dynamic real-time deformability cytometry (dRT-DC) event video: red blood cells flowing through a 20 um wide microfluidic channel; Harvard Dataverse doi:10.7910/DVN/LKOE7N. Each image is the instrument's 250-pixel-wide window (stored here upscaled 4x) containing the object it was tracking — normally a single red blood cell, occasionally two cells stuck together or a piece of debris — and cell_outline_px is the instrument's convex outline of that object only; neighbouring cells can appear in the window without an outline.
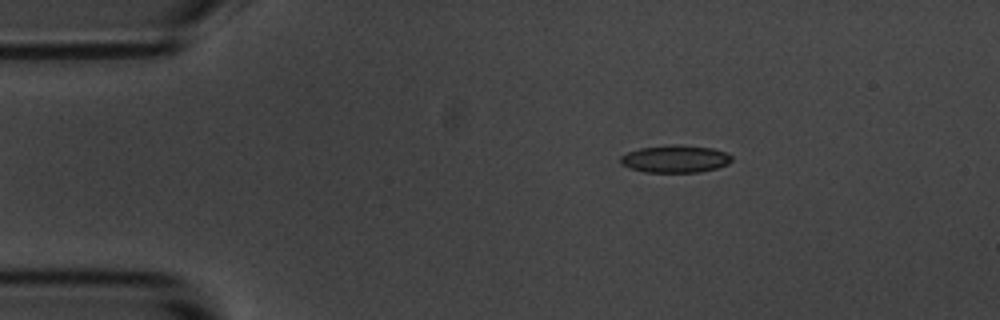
{"species": "common noctule bat (a hibernating species)", "species_latin": "Nyctalus noctula", "temperature_condition": "room temperature", "stored_images_in_passage": 4, "camera_frame_rate_fps": 3000, "um_per_image_px": 0.085, "animal": {"sex": "male", "body_mass_g": 20.1, "forearm_length_mm": 53.5}, "frame": {"image": 1, "passage_image": 2, "time_ms": 2.0, "image_size_px": [1000, 320], "cell_outline_px": [[732, 160], [728, 164], [716, 168], [700, 172], [644, 172], [628, 168], [620, 164], [620, 156], [628, 152], [640, 148], [676, 144], [680, 144], [712, 148], [728, 152], [732, 156]], "centroid_in_image_um": [57.4, 13.5], "position_along_channel_um": 27.6, "area_um2": 17.98}}
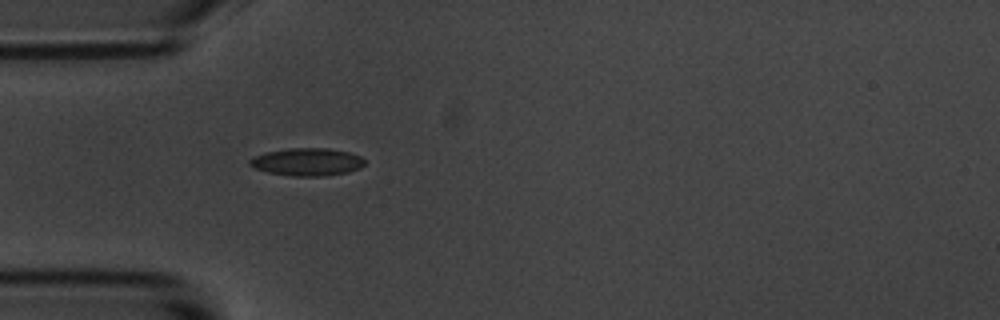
{"frame": {"image": 2, "passage_image": 4, "time_ms": 4.333, "image_size_px": [1000, 320], "cell_outline_px": [[364, 164], [360, 168], [348, 172], [324, 176], [292, 176], [268, 172], [256, 168], [248, 164], [248, 160], [264, 152], [288, 148], [328, 148], [348, 152], [360, 156], [364, 160]], "centroid_in_image_um": [26.1, 13.76], "position_along_channel_um": 58.9, "area_um2": 18.5}}